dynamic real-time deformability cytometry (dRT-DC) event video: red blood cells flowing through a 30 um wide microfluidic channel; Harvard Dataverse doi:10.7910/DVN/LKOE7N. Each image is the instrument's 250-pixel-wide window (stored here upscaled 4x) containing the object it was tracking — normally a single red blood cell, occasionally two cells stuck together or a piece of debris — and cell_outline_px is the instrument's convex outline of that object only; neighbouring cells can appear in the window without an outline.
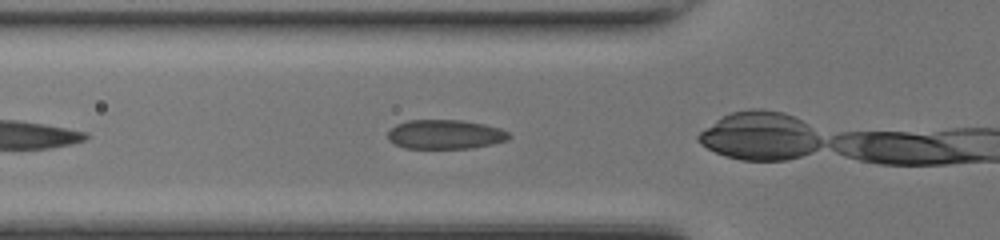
{"species": "common noctule bat (a hibernating species)", "species_latin": "Nyctalus noctula", "temperature_condition": "room temperature", "stored_images_in_passage": 6, "camera_frame_rate_fps": 3000, "um_per_image_px": 0.085, "animal": {"sex": "female", "body_mass_g": 17.0, "forearm_length_mm": 48.0}, "frame": {"image": 1, "passage_image": 2, "time_ms": 0.333, "image_size_px": [1000, 240], "cell_outline_px": [[512, 136], [508, 140], [492, 144], [472, 148], [404, 148], [388, 140], [388, 132], [396, 124], [408, 120], [460, 120], [484, 124], [500, 128], [508, 132]], "centroid_in_image_um": [37.86, 11.42], "position_along_channel_um": 87.9, "area_um2": 20.69}}